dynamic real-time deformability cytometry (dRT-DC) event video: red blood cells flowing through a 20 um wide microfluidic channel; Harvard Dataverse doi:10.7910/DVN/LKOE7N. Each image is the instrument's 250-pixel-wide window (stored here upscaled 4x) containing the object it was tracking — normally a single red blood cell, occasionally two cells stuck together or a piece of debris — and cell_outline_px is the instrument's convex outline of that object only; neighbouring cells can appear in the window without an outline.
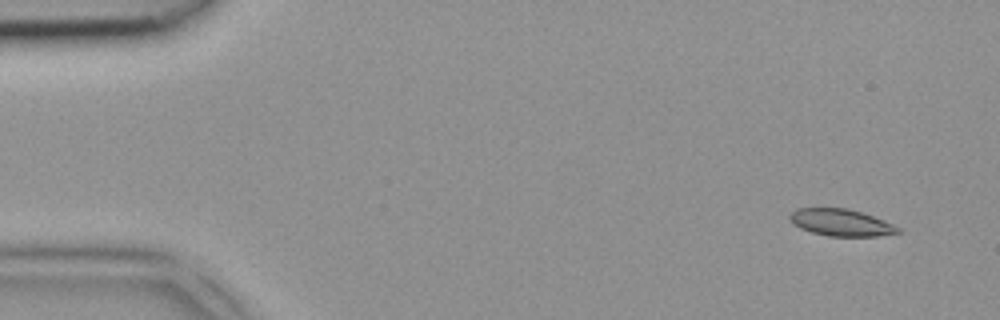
{"species": "common noctule bat (a hibernating species)", "species_latin": "Nyctalus noctula", "temperature_condition": "room temperature", "stored_images_in_passage": 3, "segment_of_instrument_passage": [2, 2], "camera_frame_rate_fps": 3000, "um_per_image_px": 0.085, "animal": {"sex": "female", "body_mass_g": 18.4}, "frame": {"image": 1, "passage_image": 3, "time_ms": 0.667, "image_size_px": [1000, 320], "cell_outline_px": [[900, 232], [880, 236], [828, 236], [812, 232], [800, 228], [788, 216], [796, 208], [848, 208], [884, 220], [900, 228]], "centroid_in_image_um": [71.5, 18.91], "position_along_channel_um": 13.5, "area_um2": 16.76}}